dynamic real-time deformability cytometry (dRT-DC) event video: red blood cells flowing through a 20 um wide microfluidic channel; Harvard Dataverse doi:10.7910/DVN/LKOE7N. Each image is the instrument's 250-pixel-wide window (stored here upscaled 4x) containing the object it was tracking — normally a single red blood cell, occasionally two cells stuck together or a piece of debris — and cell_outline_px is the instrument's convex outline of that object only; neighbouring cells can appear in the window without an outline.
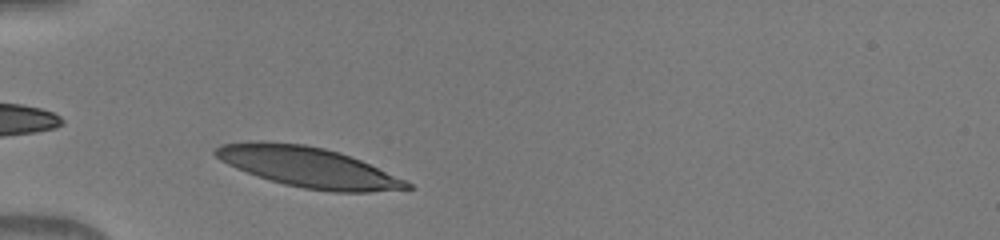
{"species": "human", "species_latin": "Homo sapiens", "temperature_condition": "warm", "stored_images_in_passage": 32, "camera_frame_rate_fps": 3000, "um_per_image_px": 0.085, "donor": {"sex": "male"}, "frame": {"image": 1, "passage_image": 1, "time_ms": 0.0, "image_size_px": [1000, 240], "cell_outline_px": [[412, 188], [368, 192], [332, 192], [304, 188], [284, 184], [256, 176], [236, 168], [220, 160], [212, 152], [220, 144], [256, 140], [264, 140], [304, 144], [324, 148], [340, 152], [360, 160], [404, 180], [412, 184]], "centroid_in_image_um": [26.12, 14.19], "position_along_channel_um": 58.9, "area_um2": 44.74}}
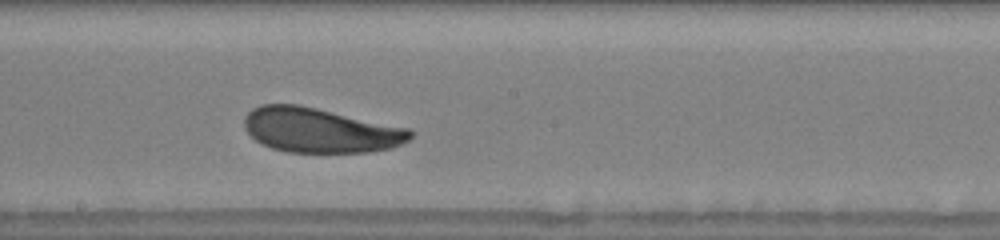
{"frame": {"image": 2, "passage_image": 14, "time_ms": 4.333, "image_size_px": [1000, 240], "cell_outline_px": [[412, 136], [408, 140], [392, 148], [368, 152], [288, 152], [272, 148], [260, 144], [244, 128], [244, 116], [252, 108], [260, 104], [300, 104], [408, 128], [412, 132]], "centroid_in_image_um": [27.17, 11.06], "position_along_channel_um": 221.0, "area_um2": 43.29}}